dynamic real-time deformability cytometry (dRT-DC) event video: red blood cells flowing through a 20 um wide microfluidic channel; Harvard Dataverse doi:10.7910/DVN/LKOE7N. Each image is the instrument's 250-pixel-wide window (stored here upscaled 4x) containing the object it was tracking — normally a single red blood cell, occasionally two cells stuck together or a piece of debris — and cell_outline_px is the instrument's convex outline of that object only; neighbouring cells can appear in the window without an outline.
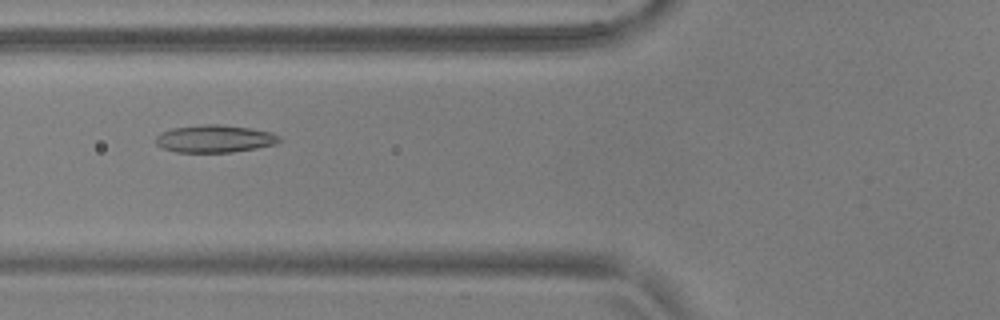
{"species": "common noctule bat (a hibernating species)", "species_latin": "Nyctalus noctula", "temperature_condition": "warm", "stored_images_in_passage": 55, "camera_frame_rate_fps": 3000, "um_per_image_px": 0.085, "animal": {"sex": "male", "body_mass_g": 17.9, "forearm_length_mm": 54.2}, "frame": {"image": 1, "passage_image": 22, "time_ms": 7.0, "image_size_px": [1000, 320], "cell_outline_px": [[280, 140], [276, 144], [256, 148], [232, 152], [176, 152], [164, 148], [156, 144], [156, 136], [160, 132], [172, 128], [204, 124], [220, 124], [252, 128], [272, 132], [280, 136]], "centroid_in_image_um": [18.26, 11.78], "position_along_channel_um": 107.5, "area_um2": 19.88}}
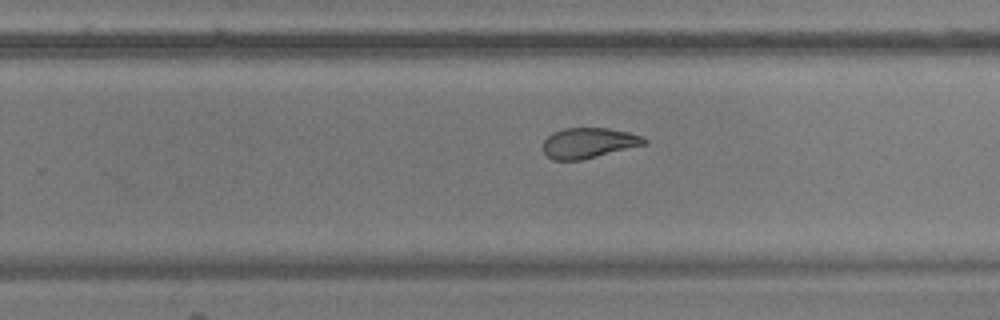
{"frame": {"image": 2, "passage_image": 36, "time_ms": 11.667, "image_size_px": [1000, 320], "cell_outline_px": [[648, 144], [580, 160], [552, 160], [544, 152], [544, 140], [552, 132], [564, 128], [608, 128], [628, 132], [640, 136], [648, 140]], "centroid_in_image_um": [50.04, 12.15], "position_along_channel_um": 279.8, "area_um2": 17.86}}
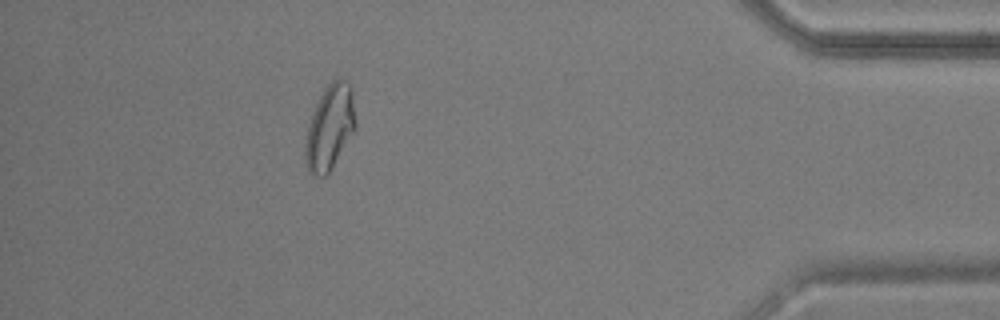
{"frame": {"image": 3, "passage_image": 50, "time_ms": 16.333, "image_size_px": [1000, 320], "cell_outline_px": [[356, 128], [328, 172], [324, 176], [316, 176], [308, 172], [304, 156], [304, 144], [308, 124], [312, 112], [324, 88], [336, 76], [340, 76], [348, 80], [352, 88], [356, 120]], "centroid_in_image_um": [28.03, 10.75], "position_along_channel_um": 407.2, "area_um2": 25.14}, "authors_computed_cell_mechanics": {"area_um2": 20.7502, "velocity_mm_per_s": 3.695, "shape_relaxation_time_tau1_ms": null, "shape_relaxation_time_tau2_ms": 1.822, "deformation_change_tau1": null, "deformation_change_tau2": 0.079}}